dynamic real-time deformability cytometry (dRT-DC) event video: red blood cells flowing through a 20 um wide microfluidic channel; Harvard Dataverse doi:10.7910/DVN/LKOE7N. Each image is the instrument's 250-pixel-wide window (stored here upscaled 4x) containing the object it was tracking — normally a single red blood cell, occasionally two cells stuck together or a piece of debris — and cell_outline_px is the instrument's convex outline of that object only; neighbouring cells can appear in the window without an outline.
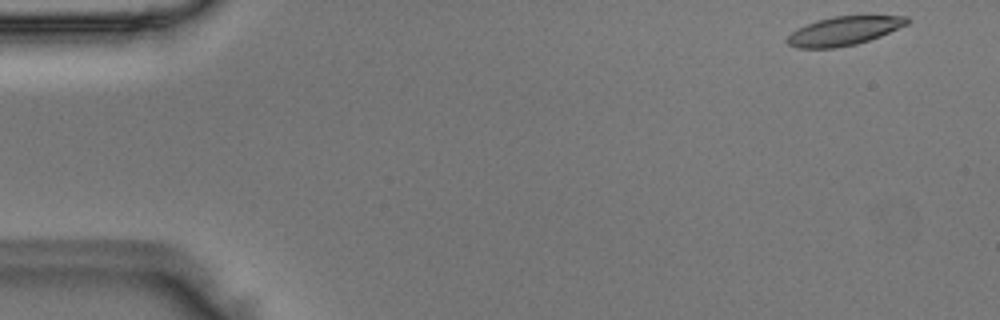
{"species": "Egyptian fruit bat (a non-hibernating species)", "species_latin": "Rousettus aegyptiacus", "temperature_condition": "room temperature", "stored_images_in_passage": 48, "camera_frame_rate_fps": 3000, "um_per_image_px": 0.085, "animal": {"sex": "male"}, "frame": {"image": 1, "passage_image": 1, "time_ms": 0.0, "image_size_px": [1000, 320], "cell_outline_px": [[912, 20], [908, 24], [880, 36], [856, 44], [836, 48], [796, 48], [788, 44], [784, 40], [796, 28], [816, 20], [832, 16], [908, 16]], "centroid_in_image_um": [71.71, 2.62], "position_along_channel_um": 13.3, "area_um2": 20.23}}
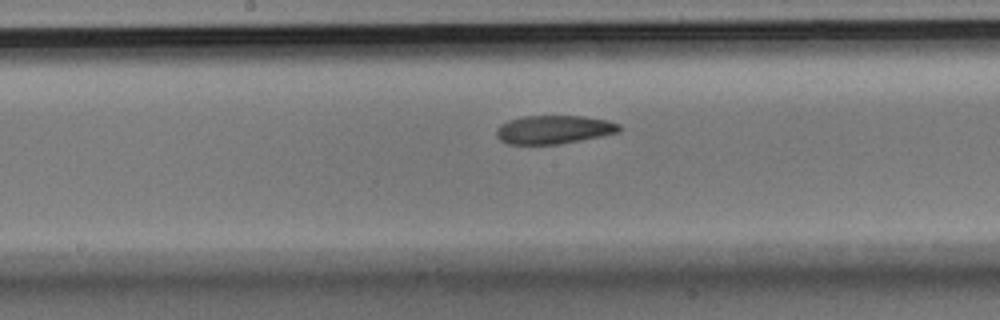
{"frame": {"image": 2, "passage_image": 24, "time_ms": 7.667, "image_size_px": [1000, 320], "cell_outline_px": [[620, 132], [560, 144], [508, 144], [500, 140], [496, 136], [496, 128], [500, 124], [508, 120], [524, 116], [584, 116], [608, 120], [620, 124]], "centroid_in_image_um": [47.06, 11.01], "position_along_channel_um": 201.1, "area_um2": 20.46}}
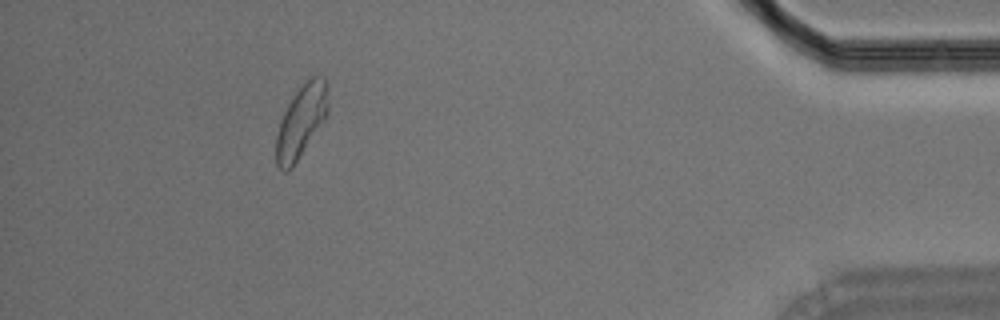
{"frame": {"image": 3, "passage_image": 44, "time_ms": 14.333, "image_size_px": [1000, 320], "cell_outline_px": [[328, 112], [292, 168], [284, 172], [276, 164], [276, 136], [280, 120], [292, 96], [312, 76], [324, 76], [328, 88]], "centroid_in_image_um": [25.59, 10.3], "position_along_channel_um": 409.6, "area_um2": 21.5}}